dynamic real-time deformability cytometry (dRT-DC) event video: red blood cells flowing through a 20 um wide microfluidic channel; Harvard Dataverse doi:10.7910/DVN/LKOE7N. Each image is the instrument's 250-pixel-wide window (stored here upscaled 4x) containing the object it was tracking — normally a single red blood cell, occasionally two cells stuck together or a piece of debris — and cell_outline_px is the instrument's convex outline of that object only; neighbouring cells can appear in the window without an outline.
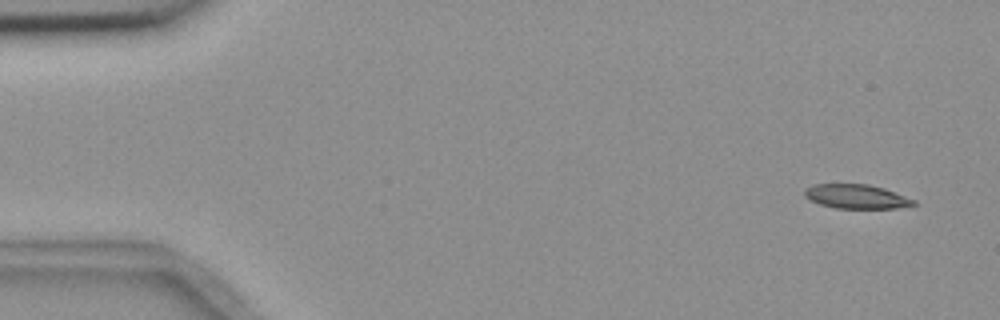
{"species": "common noctule bat (a hibernating species)", "species_latin": "Nyctalus noctula", "temperature_condition": "room temperature", "stored_images_in_passage": 14, "camera_frame_rate_fps": 3000, "um_per_image_px": 0.085, "animal": {"sex": "female", "body_mass_g": 18.4}, "frame": {"image": 1, "passage_image": 1, "time_ms": 0.0, "image_size_px": [1000, 320], "cell_outline_px": [[916, 204], [896, 208], [836, 208], [820, 204], [804, 196], [804, 188], [812, 184], [868, 184], [884, 188], [916, 200]], "centroid_in_image_um": [72.77, 16.69], "position_along_channel_um": 12.2, "area_um2": 15.32}}
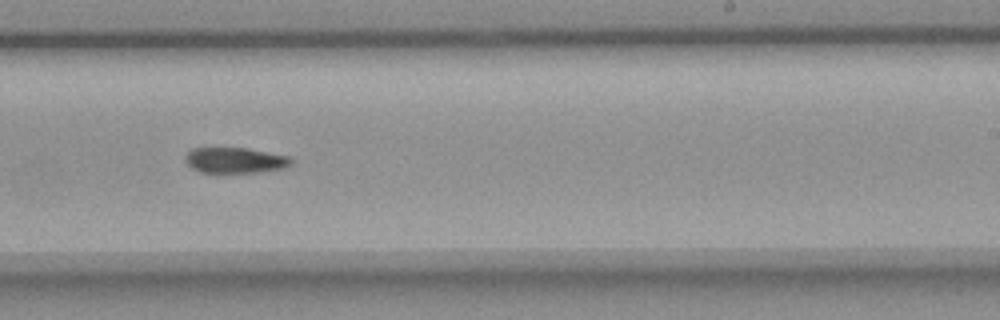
{"frame": {"image": 2, "passage_image": 9, "time_ms": 10.333, "image_size_px": [1000, 320], "cell_outline_px": [[292, 164], [284, 168], [260, 172], [200, 172], [192, 168], [184, 160], [184, 156], [192, 148], [248, 148], [288, 156], [292, 160]], "centroid_in_image_um": [19.97, 13.62], "position_along_channel_um": 269.0, "area_um2": 15.78}}
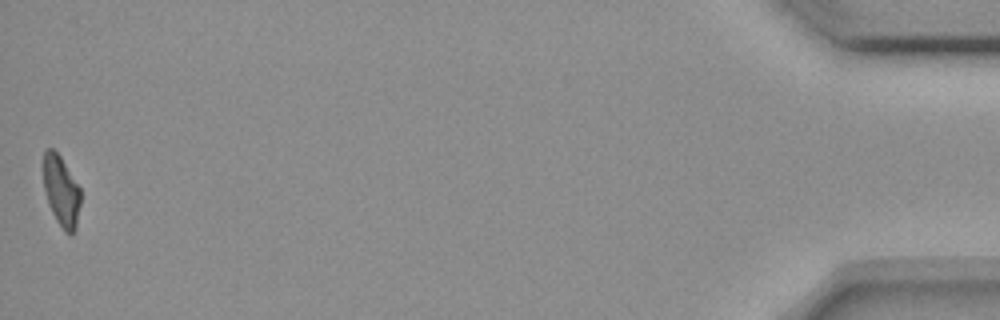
{"frame": {"image": 3, "passage_image": 14, "time_ms": 17.333, "image_size_px": [1000, 320], "cell_outline_px": [[80, 204], [76, 228], [72, 236], [64, 232], [56, 220], [48, 204], [44, 188], [44, 148], [52, 148], [60, 156], [80, 188]], "centroid_in_image_um": [5.21, 16.28], "position_along_channel_um": 430.0, "area_um2": 15.26}, "authors_computed_cell_mechanics": {"area_um2": 16.0106, "velocity_mm_per_s": 3.6686, "shape_relaxation_time_tau1_ms": 1.7656, "shape_relaxation_time_tau2_ms": null, "deformation_change_tau1": 0.1214, "deformation_change_tau2": null}}